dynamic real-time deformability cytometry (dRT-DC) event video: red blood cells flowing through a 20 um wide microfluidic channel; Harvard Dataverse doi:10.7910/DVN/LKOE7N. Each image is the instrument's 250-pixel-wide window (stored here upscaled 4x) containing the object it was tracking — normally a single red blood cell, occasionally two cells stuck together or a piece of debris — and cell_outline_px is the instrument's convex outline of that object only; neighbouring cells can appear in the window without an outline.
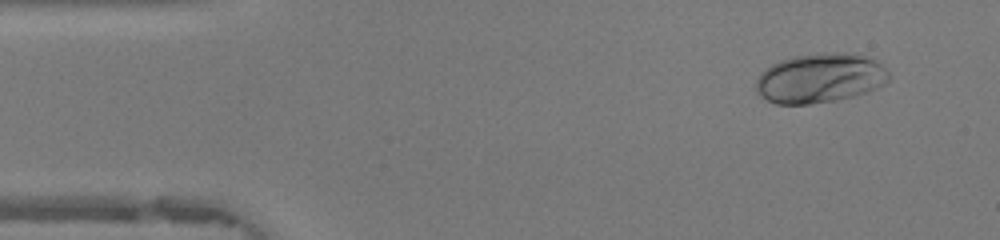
{"species": "human", "species_latin": "Homo sapiens", "temperature_condition": "warm", "stored_images_in_passage": 48, "camera_frame_rate_fps": 3000, "um_per_image_px": 0.085, "donor": {"sex": "female"}, "frame": {"image": 1, "passage_image": 4, "time_ms": 1.0, "image_size_px": [1000, 240], "cell_outline_px": [[892, 76], [884, 84], [868, 92], [852, 96], [832, 100], [808, 104], [776, 104], [760, 96], [756, 92], [756, 80], [760, 72], [772, 64], [780, 60], [792, 56], [820, 52], [844, 52], [864, 56], [876, 60]], "centroid_in_image_um": [69.68, 6.63], "position_along_channel_um": 15.3, "area_um2": 38.49}}
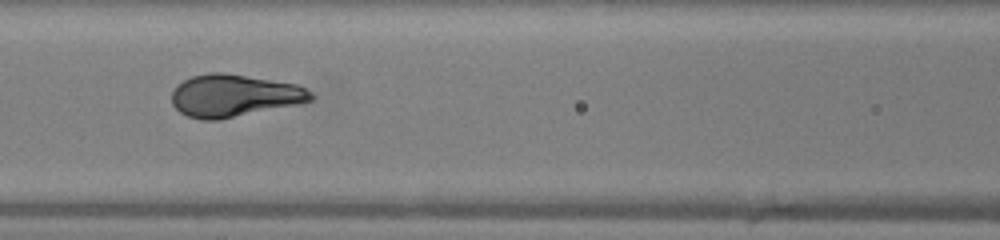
{"frame": {"image": 2, "passage_image": 20, "time_ms": 6.333, "image_size_px": [1000, 240], "cell_outline_px": [[316, 96], [312, 100], [300, 104], [220, 120], [200, 120], [188, 116], [180, 112], [172, 104], [172, 92], [176, 84], [192, 76], [208, 72], [224, 72], [296, 84], [312, 92]], "centroid_in_image_um": [19.9, 8.13], "position_along_channel_um": 146.7, "area_um2": 34.68}}
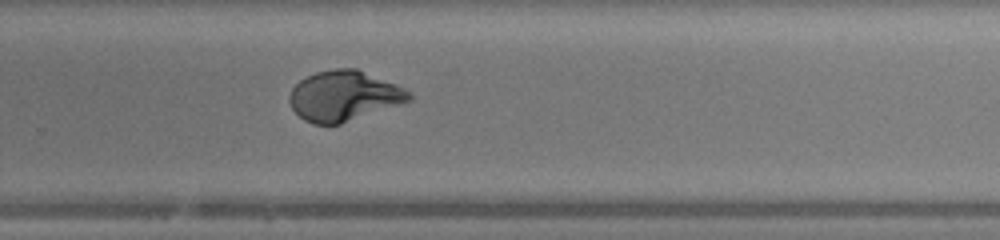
{"frame": {"image": 3, "passage_image": 31, "time_ms": 10.0, "image_size_px": [1000, 240], "cell_outline_px": [[412, 100], [404, 104], [340, 124], [312, 124], [304, 120], [292, 108], [288, 100], [288, 96], [292, 88], [300, 80], [316, 72], [332, 68], [356, 68], [396, 84], [404, 88], [412, 96]], "centroid_in_image_um": [29.25, 8.16], "position_along_channel_um": 300.6, "area_um2": 35.2}, "authors_computed_cell_mechanics": {"area_um2": 35.1135, "velocity_mm_per_s": 4.2161, "shape_relaxation_time_tau1_ms": 3.8845, "shape_relaxation_time_tau2_ms": null, "deformation_change_tau1": 0.2369, "deformation_change_tau2": null}}